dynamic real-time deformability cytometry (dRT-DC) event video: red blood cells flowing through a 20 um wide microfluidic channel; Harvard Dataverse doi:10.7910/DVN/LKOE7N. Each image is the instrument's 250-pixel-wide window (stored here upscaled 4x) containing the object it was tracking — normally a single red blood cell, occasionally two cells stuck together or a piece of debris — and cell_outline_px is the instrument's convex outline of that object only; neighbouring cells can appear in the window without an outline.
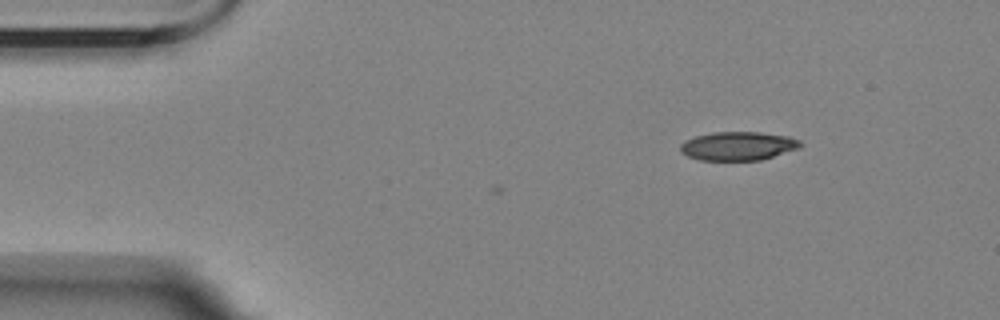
{"species": "Egyptian fruit bat (a non-hibernating species)", "species_latin": "Rousettus aegyptiacus", "temperature_condition": "room temperature", "stored_images_in_passage": 4, "camera_frame_rate_fps": 3000, "um_per_image_px": 0.085, "animal": {"sex": "female"}, "frame": {"image": 1, "passage_image": 4, "time_ms": 3.333, "image_size_px": [1000, 320], "cell_outline_px": [[800, 148], [760, 160], [700, 160], [688, 156], [680, 152], [680, 144], [684, 140], [696, 136], [712, 132], [760, 132], [788, 136], [800, 140]], "centroid_in_image_um": [62.71, 12.4], "position_along_channel_um": 22.3, "area_um2": 20.06}}